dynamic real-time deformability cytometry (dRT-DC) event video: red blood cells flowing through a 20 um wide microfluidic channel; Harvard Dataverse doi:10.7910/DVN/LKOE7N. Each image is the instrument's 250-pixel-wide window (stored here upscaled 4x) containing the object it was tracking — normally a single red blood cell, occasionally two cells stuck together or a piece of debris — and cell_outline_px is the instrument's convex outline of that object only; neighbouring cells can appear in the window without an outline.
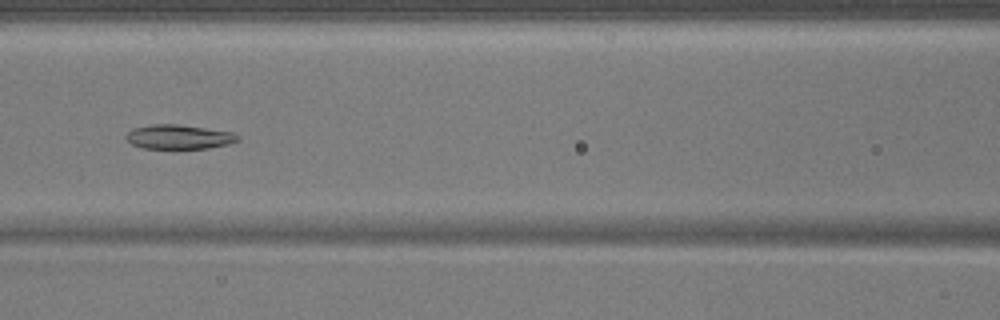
{"species": "common noctule bat (a hibernating species)", "species_latin": "Nyctalus noctula", "temperature_condition": "warm", "stored_images_in_passage": 51, "camera_frame_rate_fps": 3000, "um_per_image_px": 0.085, "animal": {"sex": "male", "body_mass_g": 17.9}, "frame": {"image": 1, "passage_image": 23, "time_ms": 7.333, "image_size_px": [1000, 320], "cell_outline_px": [[240, 140], [228, 144], [208, 148], [144, 148], [132, 144], [124, 136], [132, 128], [152, 124], [176, 124], [232, 132], [240, 136]], "centroid_in_image_um": [15.2, 11.63], "position_along_channel_um": 151.4, "area_um2": 15.72}}
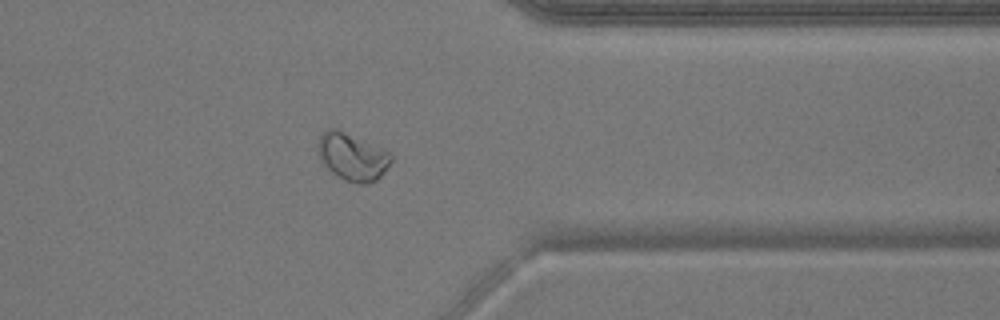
{"frame": {"image": 2, "passage_image": 41, "time_ms": 13.333, "image_size_px": [1000, 320], "cell_outline_px": [[392, 160], [384, 172], [376, 180], [368, 184], [360, 184], [344, 180], [332, 172], [320, 160], [316, 144], [324, 128], [336, 128], [392, 152]], "centroid_in_image_um": [29.94, 13.31], "position_along_channel_um": 381.5, "area_um2": 20.4}}
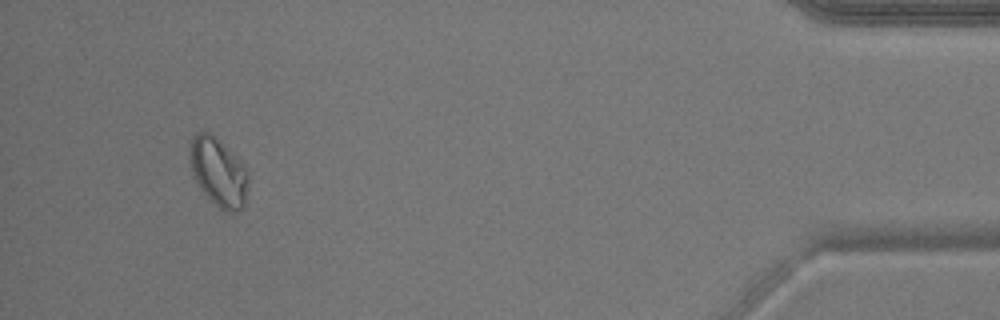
{"frame": {"image": 3, "passage_image": 48, "time_ms": 15.667, "image_size_px": [1000, 320], "cell_outline_px": [[248, 180], [244, 208], [236, 212], [224, 212], [200, 188], [196, 180], [188, 160], [188, 156], [192, 136], [200, 128], [208, 132], [232, 152], [244, 164], [248, 176]], "centroid_in_image_um": [18.55, 14.61], "position_along_channel_um": 416.6, "area_um2": 23.35}}